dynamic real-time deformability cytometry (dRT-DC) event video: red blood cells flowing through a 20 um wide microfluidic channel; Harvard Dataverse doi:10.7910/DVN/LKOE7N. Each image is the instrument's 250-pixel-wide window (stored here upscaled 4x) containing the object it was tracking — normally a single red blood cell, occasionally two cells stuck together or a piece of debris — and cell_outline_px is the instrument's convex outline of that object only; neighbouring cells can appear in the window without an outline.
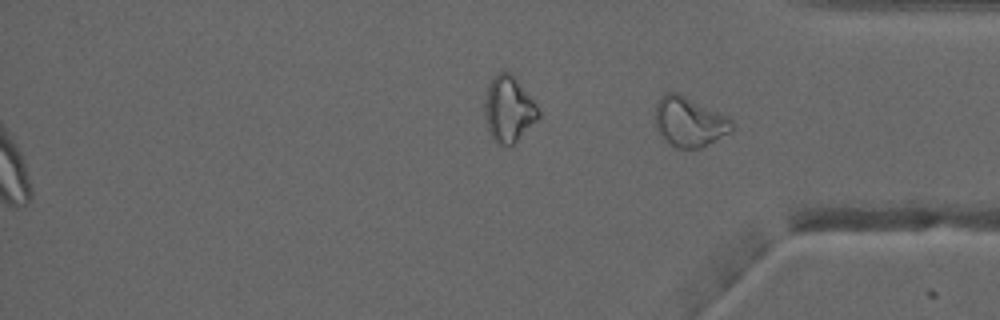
{"species": "common noctule bat (a hibernating species)", "species_latin": "Nyctalus noctula", "temperature_condition": "warm", "stored_images_in_passage": 36, "segment_of_instrument_passage": [2, 2], "camera_frame_rate_fps": 3000, "um_per_image_px": 0.085, "animal": {"sex": "male", "forearm_length_mm": 52.5}, "frame": {"image": 1, "passage_image": 36, "time_ms": 11.667, "image_size_px": [1000, 320], "cell_outline_px": [[736, 128], [700, 148], [676, 148], [656, 128], [656, 104], [660, 96], [668, 92], [676, 92], [728, 116], [732, 120]], "centroid_in_image_um": [58.62, 10.34], "position_along_channel_um": 376.6, "area_um2": 21.79}}